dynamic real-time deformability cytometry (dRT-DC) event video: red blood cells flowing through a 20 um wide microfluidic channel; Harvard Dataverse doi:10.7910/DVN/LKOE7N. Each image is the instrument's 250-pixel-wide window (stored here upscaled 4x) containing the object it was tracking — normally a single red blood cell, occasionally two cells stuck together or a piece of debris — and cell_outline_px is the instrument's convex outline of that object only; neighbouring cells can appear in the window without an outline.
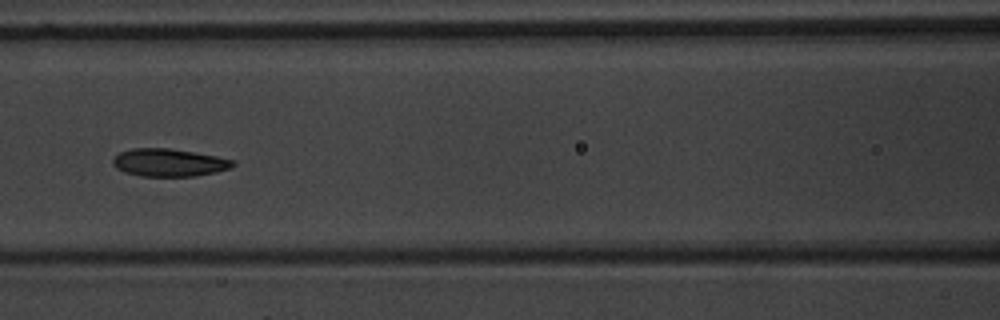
{"species": "common noctule bat (a hibernating species)", "species_latin": "Nyctalus noctula", "temperature_condition": "warm", "stored_images_in_passage": 9, "camera_frame_rate_fps": 3000, "um_per_image_px": 0.085, "animal": {"sex": "male", "body_mass_g": 20.1, "forearm_length_mm": 53.5}, "frame": {"image": 1, "passage_image": 8, "time_ms": 8.333, "image_size_px": [1000, 320], "cell_outline_px": [[236, 164], [232, 168], [216, 172], [196, 176], [140, 176], [124, 172], [116, 168], [112, 164], [112, 160], [120, 152], [132, 148], [168, 148], [216, 156], [236, 160]], "centroid_in_image_um": [14.39, 13.82], "position_along_channel_um": 152.2, "area_um2": 19.48}}
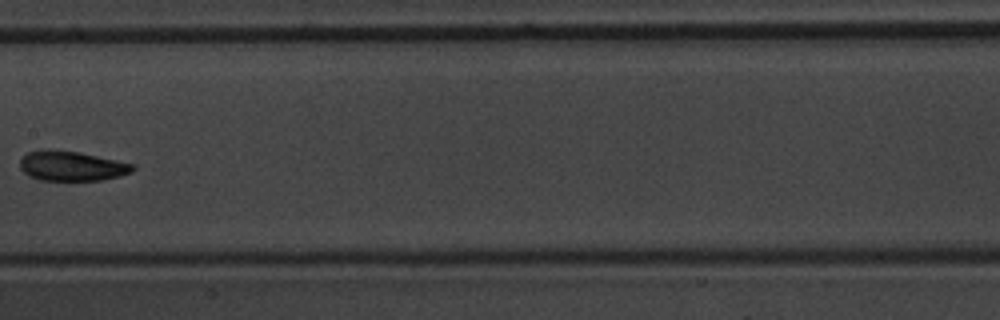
{"frame": {"image": 2, "passage_image": 9, "time_ms": 9.667, "image_size_px": [1000, 320], "cell_outline_px": [[136, 168], [132, 172], [120, 176], [104, 180], [40, 180], [28, 176], [20, 168], [20, 160], [28, 152], [44, 148], [48, 148], [80, 152], [136, 164]], "centroid_in_image_um": [6.11, 14.1], "position_along_channel_um": 201.3, "area_um2": 19.94}}